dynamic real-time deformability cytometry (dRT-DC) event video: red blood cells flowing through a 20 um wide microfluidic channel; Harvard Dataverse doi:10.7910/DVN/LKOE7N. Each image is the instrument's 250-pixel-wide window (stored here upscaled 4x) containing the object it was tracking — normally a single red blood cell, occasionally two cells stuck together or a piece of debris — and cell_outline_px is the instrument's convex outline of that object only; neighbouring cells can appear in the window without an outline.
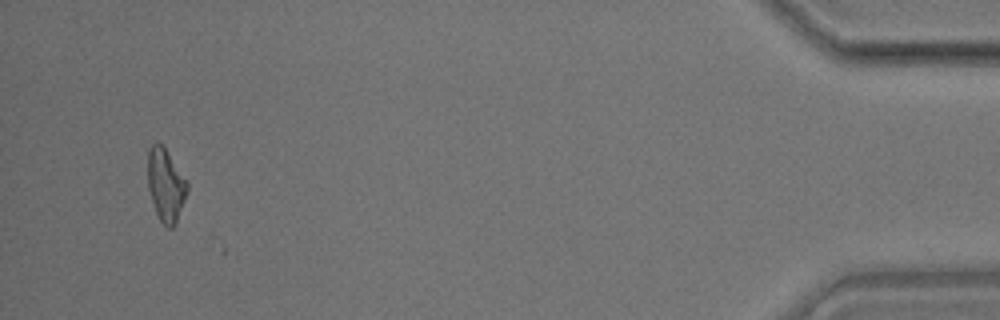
{"species": "common noctule bat (a hibernating species)", "species_latin": "Nyctalus noctula", "temperature_condition": "room temperature", "stored_images_in_passage": 45, "segment_of_instrument_passage": [2, 2], "camera_frame_rate_fps": 3000, "um_per_image_px": 0.085, "animal": {"sex": "male", "body_mass_g": 17.9}, "frame": {"image": 1, "passage_image": 43, "time_ms": 14.0, "image_size_px": [1000, 320], "cell_outline_px": [[188, 188], [176, 224], [172, 228], [168, 228], [160, 220], [156, 212], [148, 188], [148, 148], [152, 144], [160, 144], [164, 148], [188, 180]], "centroid_in_image_um": [14.09, 15.74], "position_along_channel_um": 421.1, "area_um2": 16.53}}